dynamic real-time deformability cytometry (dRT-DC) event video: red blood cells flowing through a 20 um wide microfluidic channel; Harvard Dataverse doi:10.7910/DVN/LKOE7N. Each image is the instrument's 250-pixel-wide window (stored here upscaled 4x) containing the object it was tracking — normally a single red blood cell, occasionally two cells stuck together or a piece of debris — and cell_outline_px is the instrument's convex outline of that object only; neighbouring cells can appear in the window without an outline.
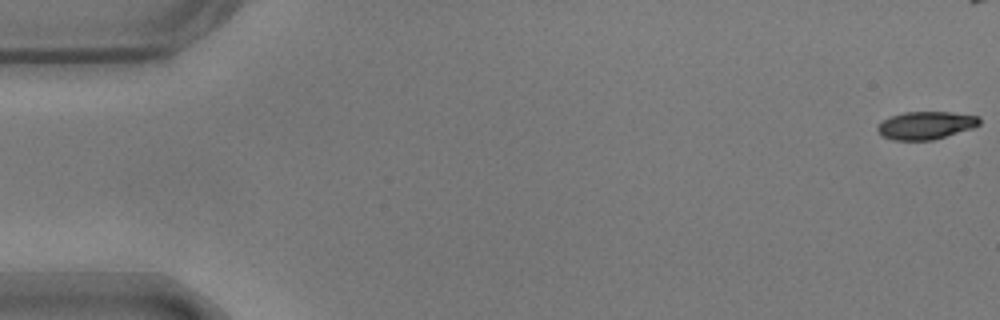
{"species": "common noctule bat (a hibernating species)", "species_latin": "Nyctalus noctula", "temperature_condition": "warm", "stored_images_in_passage": 43, "camera_frame_rate_fps": 3000, "um_per_image_px": 0.085, "animal": {"sex": "male", "body_mass_g": 17.9}, "frame": {"image": 1, "passage_image": 1, "time_ms": 0.0, "image_size_px": [1000, 320], "cell_outline_px": [[980, 124], [972, 128], [932, 140], [892, 140], [880, 136], [876, 128], [884, 120], [892, 116], [904, 112], [952, 112], [980, 116]], "centroid_in_image_um": [78.69, 10.65], "position_along_channel_um": 6.3, "area_um2": 16.47}}
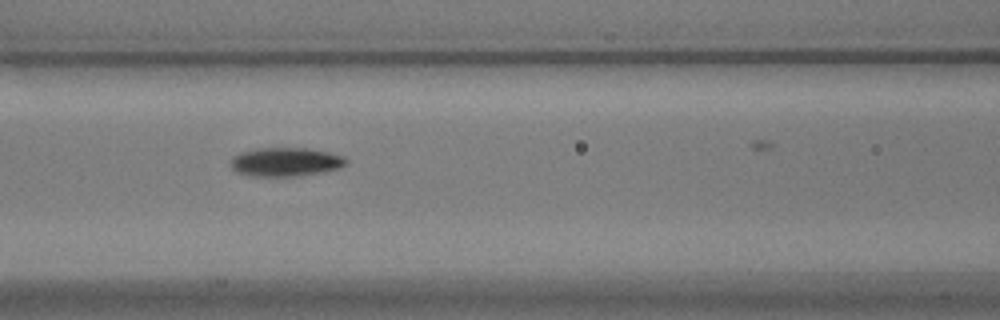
{"frame": {"image": 2, "passage_image": 24, "time_ms": 7.667, "image_size_px": [1000, 320], "cell_outline_px": [[348, 164], [340, 168], [324, 172], [292, 176], [252, 176], [236, 172], [232, 168], [232, 156], [240, 152], [256, 148], [308, 148], [328, 152], [344, 156], [348, 160]], "centroid_in_image_um": [24.3, 13.76], "position_along_channel_um": 142.3, "area_um2": 19.48}}
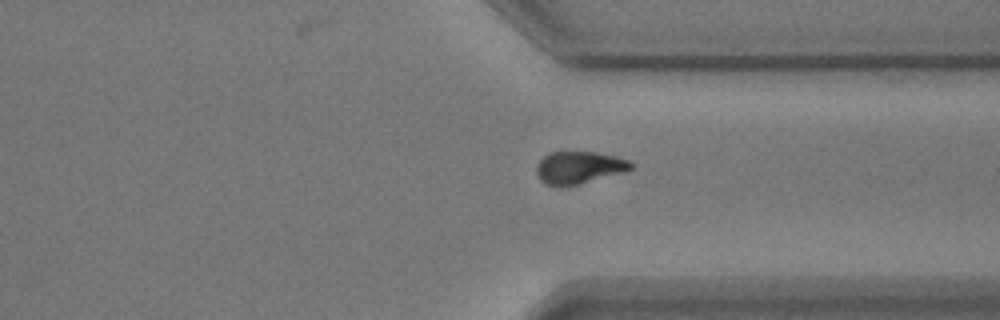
{"frame": {"image": 3, "passage_image": 42, "time_ms": 13.667, "image_size_px": [1000, 320], "cell_outline_px": [[636, 164], [632, 168], [624, 172], [580, 184], [544, 184], [536, 176], [536, 164], [548, 152], [596, 152], [616, 156], [628, 160]], "centroid_in_image_um": [49.23, 14.22], "position_along_channel_um": 362.2, "area_um2": 17.74}}